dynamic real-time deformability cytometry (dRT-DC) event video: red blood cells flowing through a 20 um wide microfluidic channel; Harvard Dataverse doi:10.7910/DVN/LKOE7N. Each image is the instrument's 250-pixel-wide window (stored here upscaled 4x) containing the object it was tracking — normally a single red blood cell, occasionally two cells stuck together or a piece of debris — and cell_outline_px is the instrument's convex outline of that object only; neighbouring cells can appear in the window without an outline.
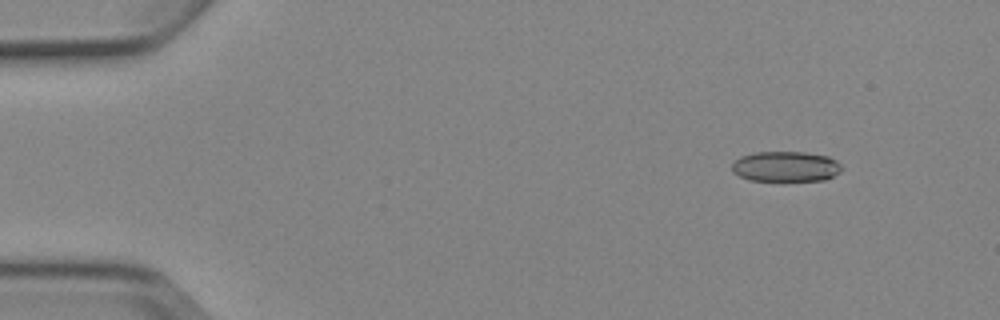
{"species": "Egyptian fruit bat (a non-hibernating species)", "species_latin": "Rousettus aegyptiacus", "temperature_condition": "cold", "stored_images_in_passage": 8, "camera_frame_rate_fps": 3000, "um_per_image_px": 0.085, "animal": {"sex": "female"}, "frame": {"image": 1, "passage_image": 1, "time_ms": 0.0, "image_size_px": [1000, 320], "cell_outline_px": [[840, 172], [824, 180], [748, 180], [732, 172], [732, 164], [740, 156], [756, 152], [804, 152], [828, 156], [836, 160], [840, 164]], "centroid_in_image_um": [66.77, 14.14], "position_along_channel_um": 18.2, "area_um2": 19.25}}
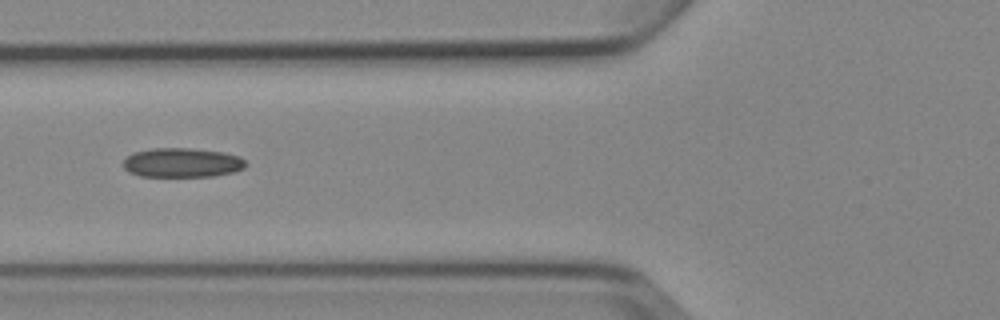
{"frame": {"image": 2, "passage_image": 5, "time_ms": 5.0, "image_size_px": [1000, 320], "cell_outline_px": [[248, 164], [244, 168], [236, 172], [212, 176], [140, 176], [128, 172], [124, 168], [124, 160], [132, 152], [152, 148], [188, 148], [224, 152], [240, 156]], "centroid_in_image_um": [15.5, 13.82], "position_along_channel_um": 110.3, "area_um2": 21.1}}
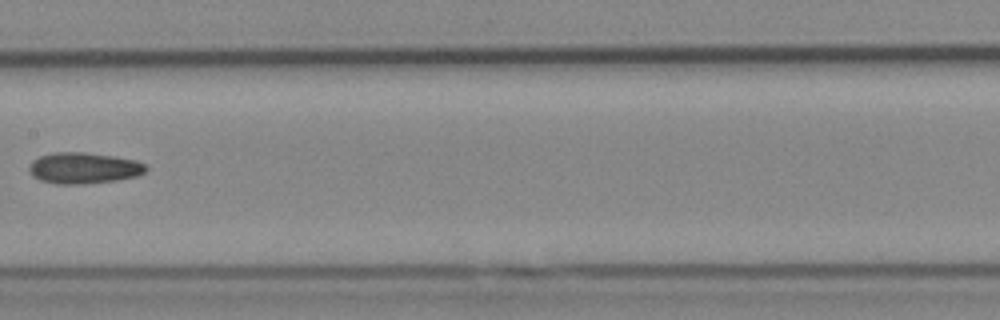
{"frame": {"image": 3, "passage_image": 7, "time_ms": 7.333, "image_size_px": [1000, 320], "cell_outline_px": [[148, 168], [144, 172], [136, 176], [116, 180], [84, 184], [56, 184], [40, 180], [32, 176], [28, 172], [28, 168], [32, 160], [40, 156], [52, 152], [84, 152], [112, 156], [136, 160], [148, 164]], "centroid_in_image_um": [7.1, 14.28], "position_along_channel_um": 200.3, "area_um2": 21.39}}